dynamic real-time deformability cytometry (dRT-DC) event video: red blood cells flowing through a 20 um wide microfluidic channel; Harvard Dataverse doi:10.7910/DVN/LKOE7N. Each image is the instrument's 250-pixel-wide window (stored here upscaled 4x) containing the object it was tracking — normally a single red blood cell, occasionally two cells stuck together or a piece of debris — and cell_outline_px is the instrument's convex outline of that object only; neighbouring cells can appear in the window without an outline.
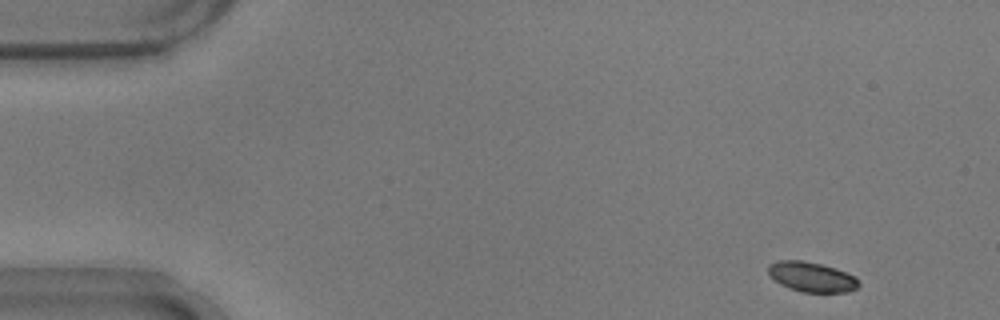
{"species": "common noctule bat (a hibernating species)", "species_latin": "Nyctalus noctula", "temperature_condition": "warm", "stored_images_in_passage": 51, "camera_frame_rate_fps": 3000, "um_per_image_px": 0.085, "animal": {"sex": "male", "body_mass_g": 17.9}, "frame": {"image": 1, "passage_image": 1, "time_ms": 0.0, "image_size_px": [1000, 320], "cell_outline_px": [[860, 284], [856, 288], [848, 292], [800, 292], [780, 284], [768, 272], [768, 264], [780, 260], [804, 260], [836, 268], [856, 276]], "centroid_in_image_um": [69.01, 23.53], "position_along_channel_um": 16.0, "area_um2": 15.78}}
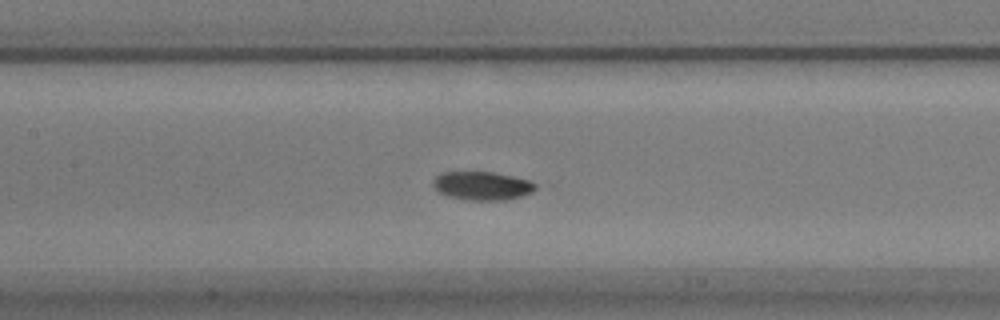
{"frame": {"image": 2, "passage_image": 22, "time_ms": 7.0, "image_size_px": [1000, 320], "cell_outline_px": [[536, 188], [532, 192], [520, 196], [504, 200], [464, 200], [448, 196], [436, 192], [432, 184], [432, 180], [440, 172], [492, 172], [512, 176], [528, 180], [536, 184]], "centroid_in_image_um": [40.91, 15.79], "position_along_channel_um": 166.5, "area_um2": 17.11}}
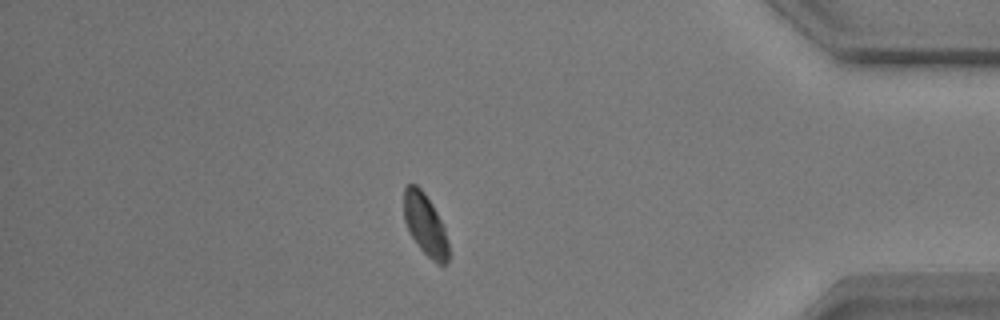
{"frame": {"image": 3, "passage_image": 44, "time_ms": 14.333, "image_size_px": [1000, 320], "cell_outline_px": [[448, 260], [444, 264], [440, 264], [432, 260], [420, 248], [408, 232], [404, 220], [404, 188], [408, 184], [416, 184], [424, 192], [432, 204], [444, 228], [448, 240]], "centroid_in_image_um": [36.12, 19.07], "position_along_channel_um": 399.1, "area_um2": 15.9}, "authors_computed_cell_mechanics": {"area_um2": 16.5886, "velocity_mm_per_s": 3.665, "shape_relaxation_time_tau1_ms": 3.4765, "shape_relaxation_time_tau2_ms": null, "deformation_change_tau1": 0.168, "deformation_change_tau2": null}}